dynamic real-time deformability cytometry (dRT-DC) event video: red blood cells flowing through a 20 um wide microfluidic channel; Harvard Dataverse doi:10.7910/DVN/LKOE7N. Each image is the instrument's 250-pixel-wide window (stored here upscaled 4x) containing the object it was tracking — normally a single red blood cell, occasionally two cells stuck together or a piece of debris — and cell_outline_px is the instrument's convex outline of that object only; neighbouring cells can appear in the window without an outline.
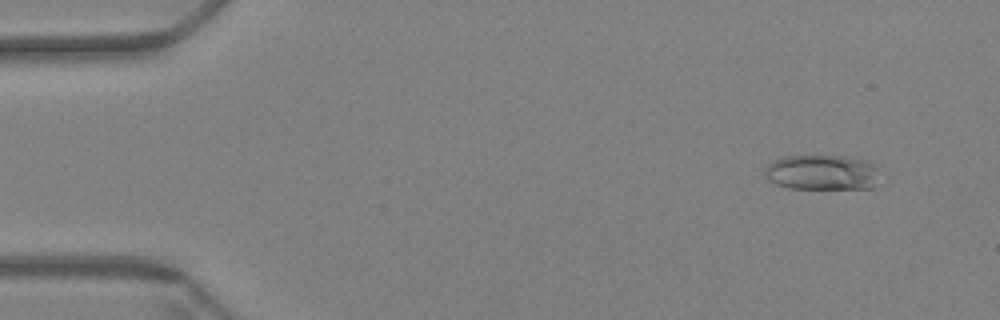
{"species": "Egyptian fruit bat (a non-hibernating species)", "species_latin": "Rousettus aegyptiacus", "temperature_condition": "warm", "stored_images_in_passage": 61, "camera_frame_rate_fps": 3000, "um_per_image_px": 0.085, "animal": {"sex": "female"}, "frame": {"image": 1, "passage_image": 5, "time_ms": 1.333, "image_size_px": [1000, 320], "cell_outline_px": [[880, 168], [872, 188], [788, 188], [776, 184], [768, 180], [764, 176], [764, 168], [772, 160], [784, 156], [844, 156], [868, 160], [876, 164]], "centroid_in_image_um": [69.85, 14.64], "position_along_channel_um": 15.1, "area_um2": 23.81}}
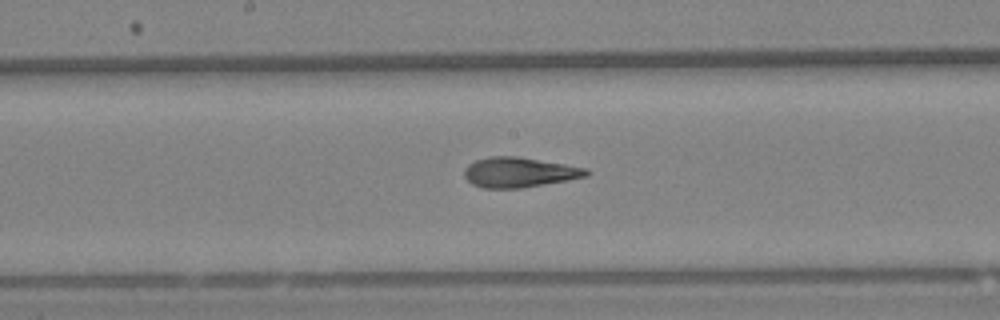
{"frame": {"image": 2, "passage_image": 32, "time_ms": 10.333, "image_size_px": [1000, 320], "cell_outline_px": [[592, 172], [588, 176], [568, 180], [524, 188], [484, 188], [472, 184], [464, 176], [464, 168], [468, 164], [476, 160], [488, 156], [516, 156], [588, 168]], "centroid_in_image_um": [44.15, 14.65], "position_along_channel_um": 204.1, "area_um2": 21.5}}
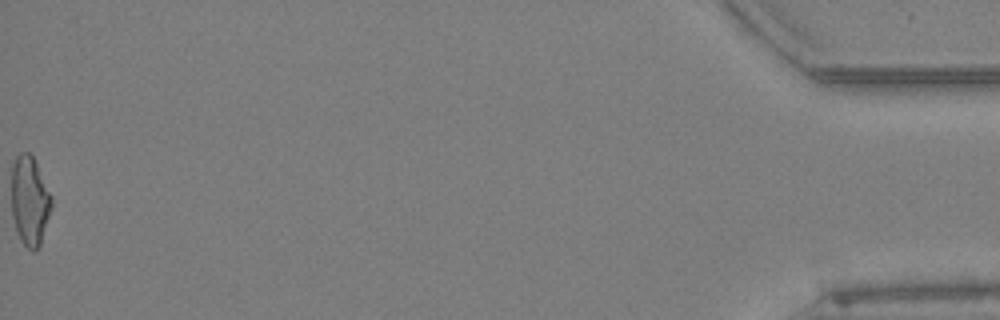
{"frame": {"image": 3, "passage_image": 61, "time_ms": 20.0, "image_size_px": [1000, 320], "cell_outline_px": [[52, 208], [40, 244], [36, 252], [32, 252], [20, 240], [12, 216], [12, 164], [16, 156], [20, 152], [28, 152], [32, 156], [52, 196]], "centroid_in_image_um": [2.53, 17.08], "position_along_channel_um": 432.7, "area_um2": 20.81}, "authors_computed_cell_mechanics": {"area_um2": 21.3282, "velocity_mm_per_s": 3.4105, "shape_relaxation_time_tau1_ms": null, "shape_relaxation_time_tau2_ms": 2.2904, "deformation_change_tau1": null, "deformation_change_tau2": 0.1263}}